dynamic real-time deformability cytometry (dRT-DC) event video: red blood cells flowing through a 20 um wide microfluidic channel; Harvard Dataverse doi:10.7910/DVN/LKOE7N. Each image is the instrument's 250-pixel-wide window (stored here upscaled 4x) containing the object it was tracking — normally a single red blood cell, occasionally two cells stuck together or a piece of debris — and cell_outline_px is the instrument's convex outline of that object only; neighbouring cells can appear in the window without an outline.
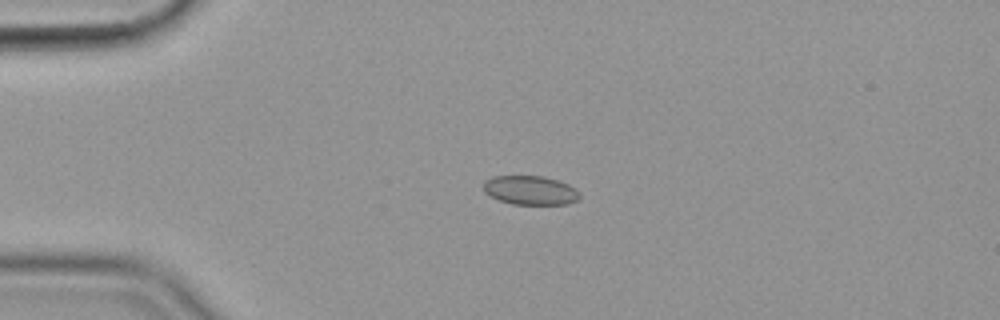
{"species": "common noctule bat (a hibernating species)", "species_latin": "Nyctalus noctula", "temperature_condition": "cold", "stored_images_in_passage": 56, "camera_frame_rate_fps": 3000, "um_per_image_px": 0.085, "animal": {"sex": "female", "body_mass_g": 19.9}, "frame": {"image": 1, "passage_image": 13, "time_ms": 4.0, "image_size_px": [1000, 320], "cell_outline_px": [[580, 196], [576, 200], [568, 204], [512, 204], [500, 200], [484, 192], [484, 180], [492, 176], [544, 176], [568, 184], [576, 188], [580, 192]], "centroid_in_image_um": [45.08, 16.16], "position_along_channel_um": 39.9, "area_um2": 16.24}}
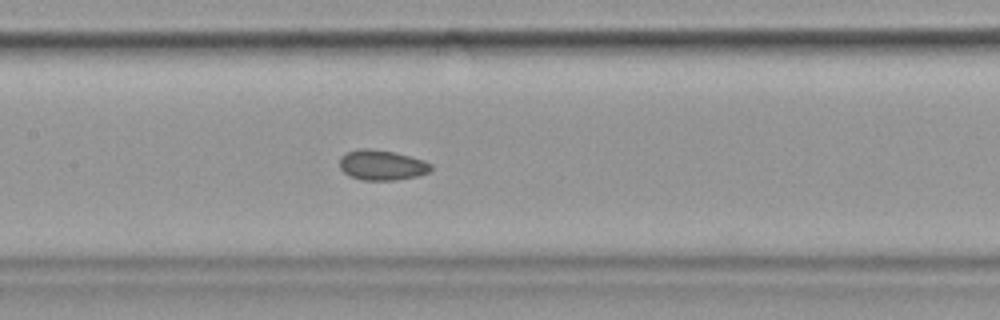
{"frame": {"image": 2, "passage_image": 27, "time_ms": 8.667, "image_size_px": [1000, 320], "cell_outline_px": [[432, 168], [428, 172], [416, 176], [396, 180], [364, 180], [348, 176], [340, 168], [340, 156], [348, 152], [360, 148], [368, 148], [396, 152], [424, 160], [432, 164]], "centroid_in_image_um": [32.45, 14.03], "position_along_channel_um": 174.9, "area_um2": 16.13}}
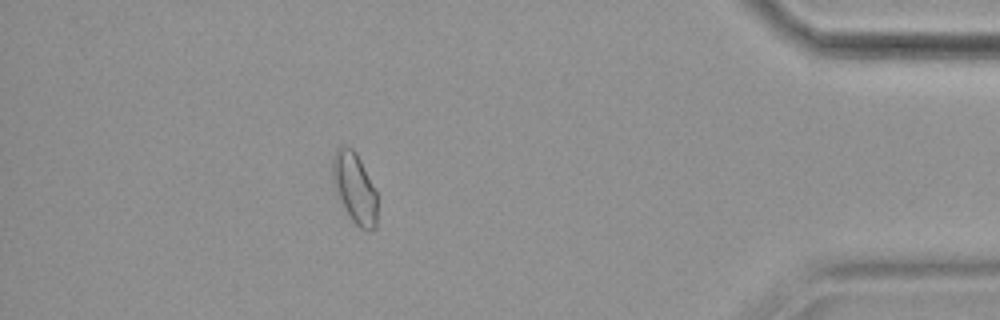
{"frame": {"image": 3, "passage_image": 50, "time_ms": 16.333, "image_size_px": [1000, 320], "cell_outline_px": [[376, 228], [368, 232], [360, 228], [348, 216], [336, 192], [332, 180], [332, 160], [336, 148], [352, 148], [356, 152], [376, 192]], "centroid_in_image_um": [30.13, 16.02], "position_along_channel_um": 405.1, "area_um2": 18.15}, "authors_computed_cell_mechanics": {"area_um2": 16.4152, "velocity_mm_per_s": 3.5588, "shape_relaxation_time_tau1_ms": null, "shape_relaxation_time_tau2_ms": 2.5224, "deformation_change_tau1": null, "deformation_change_tau2": 0.0438}}